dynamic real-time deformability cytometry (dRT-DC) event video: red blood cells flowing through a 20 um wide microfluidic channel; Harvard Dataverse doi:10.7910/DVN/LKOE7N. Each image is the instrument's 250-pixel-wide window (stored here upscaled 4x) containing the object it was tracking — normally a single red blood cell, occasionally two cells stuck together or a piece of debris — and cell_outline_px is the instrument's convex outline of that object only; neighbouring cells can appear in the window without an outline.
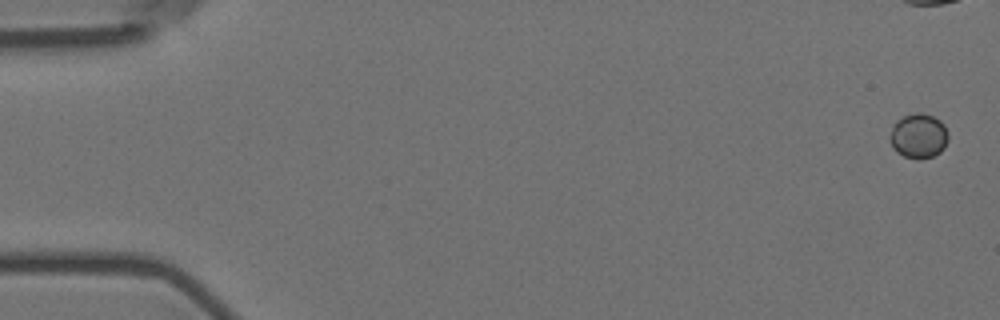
{"species": "Egyptian fruit bat (a non-hibernating species)", "species_latin": "Rousettus aegyptiacus", "temperature_condition": "room temperature", "stored_images_in_passage": 58, "camera_frame_rate_fps": 3000, "um_per_image_px": 0.085, "animal": {"sex": "female"}, "frame": {"image": 1, "passage_image": 1, "time_ms": 0.0, "image_size_px": [1000, 320], "cell_outline_px": [[948, 140], [944, 148], [940, 152], [932, 156], [916, 160], [904, 156], [896, 152], [892, 148], [892, 124], [896, 120], [904, 116], [916, 112], [920, 112], [932, 116], [940, 120], [944, 124], [948, 132]], "centroid_in_image_um": [78.1, 11.55], "position_along_channel_um": 6.9, "area_um2": 15.2}}
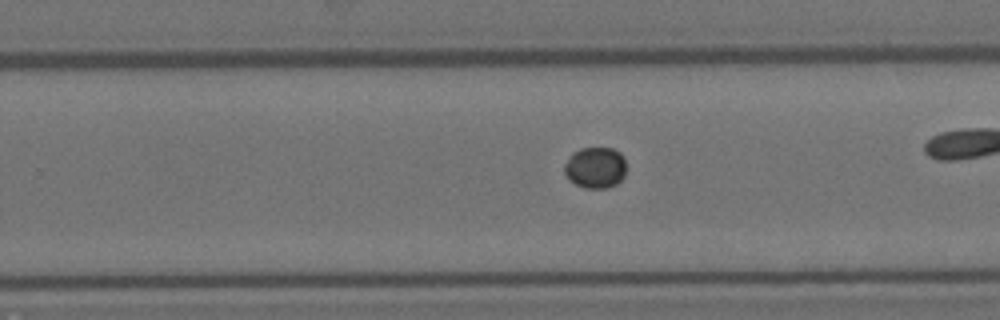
{"frame": {"image": 2, "passage_image": 36, "time_ms": 11.667, "image_size_px": [1000, 320], "cell_outline_px": [[624, 176], [616, 184], [608, 188], [584, 188], [568, 180], [564, 172], [564, 164], [568, 156], [572, 152], [580, 148], [612, 148], [620, 152], [624, 156]], "centroid_in_image_um": [50.57, 14.24], "position_along_channel_um": 279.2, "area_um2": 15.03}}
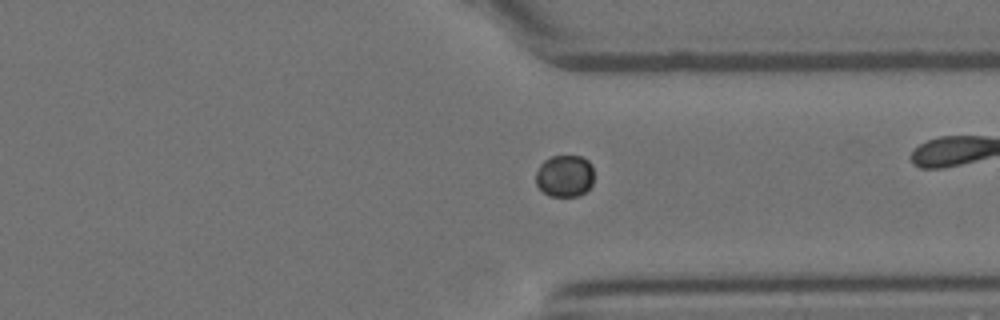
{"frame": {"image": 3, "passage_image": 43, "time_ms": 14.0, "image_size_px": [1000, 320], "cell_outline_px": [[592, 184], [580, 196], [548, 196], [536, 184], [536, 172], [540, 164], [544, 160], [552, 156], [580, 156], [588, 160], [592, 164]], "centroid_in_image_um": [47.99, 14.95], "position_along_channel_um": 363.4, "area_um2": 14.22}}